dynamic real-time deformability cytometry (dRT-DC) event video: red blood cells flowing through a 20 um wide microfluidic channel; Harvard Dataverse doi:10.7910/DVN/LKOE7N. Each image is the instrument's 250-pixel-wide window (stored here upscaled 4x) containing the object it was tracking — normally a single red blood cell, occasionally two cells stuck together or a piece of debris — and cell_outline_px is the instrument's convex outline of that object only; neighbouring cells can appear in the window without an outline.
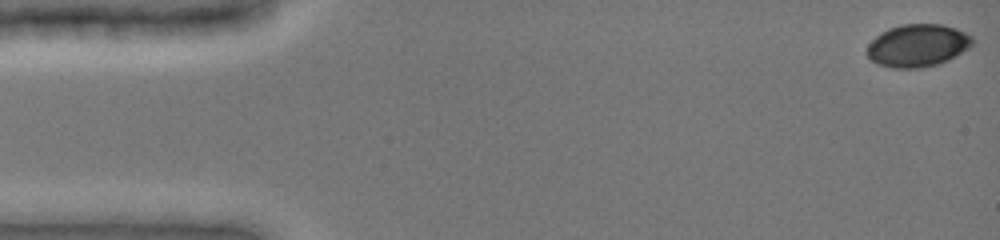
{"species": "common noctule bat (a hibernating species)", "species_latin": "Nyctalus noctula", "temperature_condition": "cold", "stored_images_in_passage": 49, "camera_frame_rate_fps": 3000, "um_per_image_px": 0.085, "animal": {"sex": "female", "body_mass_g": 19.0, "forearm_length_mm": 51.5}, "frame": {"image": 1, "passage_image": 1, "time_ms": 0.0, "image_size_px": [1000, 240], "cell_outline_px": [[976, 40], [968, 48], [948, 60], [940, 64], [924, 68], [892, 68], [876, 64], [864, 52], [868, 44], [880, 32], [888, 28], [900, 24], [944, 24], [956, 28], [972, 36]], "centroid_in_image_um": [77.98, 3.87], "position_along_channel_um": 7.0, "area_um2": 26.59}}
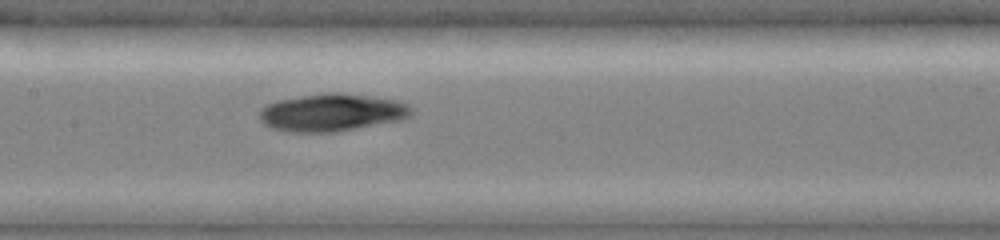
{"frame": {"image": 2, "passage_image": 24, "time_ms": 7.667, "image_size_px": [1000, 240], "cell_outline_px": [[412, 112], [404, 120], [336, 132], [288, 132], [272, 128], [264, 124], [260, 120], [260, 112], [268, 104], [276, 100], [300, 96], [328, 92], [336, 92], [368, 96], [396, 100], [408, 104], [412, 108]], "centroid_in_image_um": [28.23, 9.57], "position_along_channel_um": 179.2, "area_um2": 33.29}}
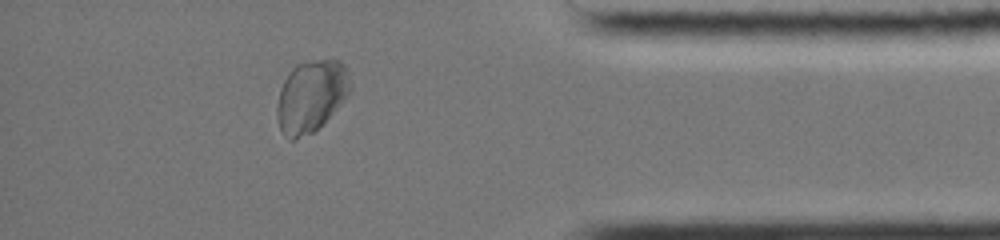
{"frame": {"image": 3, "passage_image": 43, "time_ms": 14.0, "image_size_px": [1000, 240], "cell_outline_px": [[352, 88], [348, 96], [312, 132], [296, 140], [288, 140], [284, 136], [280, 128], [276, 116], [276, 108], [280, 88], [284, 80], [292, 68], [296, 64], [316, 60], [340, 60], [344, 64], [348, 72]], "centroid_in_image_um": [26.43, 8.16], "position_along_channel_um": 408.8, "area_um2": 30.58}}